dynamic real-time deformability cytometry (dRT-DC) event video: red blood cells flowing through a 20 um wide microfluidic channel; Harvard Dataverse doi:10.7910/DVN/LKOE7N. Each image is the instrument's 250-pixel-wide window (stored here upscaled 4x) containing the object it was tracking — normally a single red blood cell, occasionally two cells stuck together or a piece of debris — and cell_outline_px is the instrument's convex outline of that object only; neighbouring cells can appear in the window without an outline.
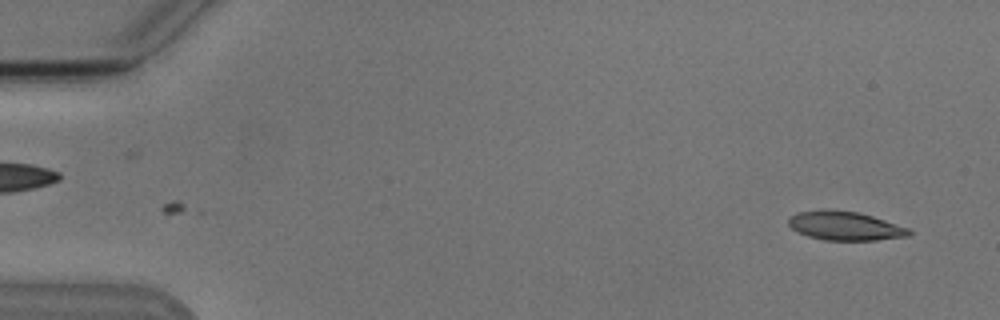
{"species": "Egyptian fruit bat (a non-hibernating species)", "species_latin": "Rousettus aegyptiacus", "temperature_condition": "cold", "stored_images_in_passage": 3, "camera_frame_rate_fps": 3000, "um_per_image_px": 0.085, "animal": {"sex": "male"}, "frame": {"image": 1, "passage_image": 3, "time_ms": 2.333, "image_size_px": [1000, 320], "cell_outline_px": [[912, 232], [908, 236], [876, 240], [824, 240], [808, 236], [796, 232], [788, 224], [788, 220], [796, 212], [856, 212], [872, 216], [908, 228]], "centroid_in_image_um": [71.84, 19.25], "position_along_channel_um": 13.2, "area_um2": 19.42}}